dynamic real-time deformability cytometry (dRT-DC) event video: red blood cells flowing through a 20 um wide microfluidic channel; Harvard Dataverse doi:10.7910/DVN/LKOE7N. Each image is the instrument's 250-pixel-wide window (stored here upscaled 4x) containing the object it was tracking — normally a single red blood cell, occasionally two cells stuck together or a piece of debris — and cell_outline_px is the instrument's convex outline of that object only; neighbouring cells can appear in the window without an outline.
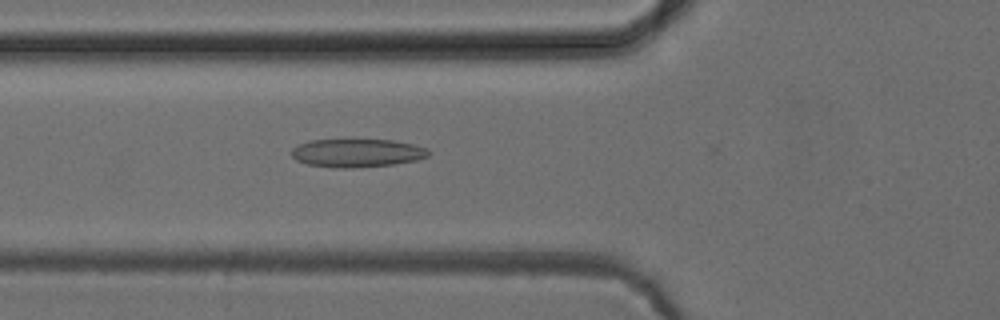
{"species": "common noctule bat (a hibernating species)", "species_latin": "Nyctalus noctula", "temperature_condition": "cold", "stored_images_in_passage": 37, "camera_frame_rate_fps": 3000, "um_per_image_px": 0.085, "animal": {"sex": "female", "body_mass_g": 24.6, "forearm_length_mm": 56.2}, "frame": {"image": 1, "passage_image": 4, "time_ms": 1.0, "image_size_px": [1000, 320], "cell_outline_px": [[432, 152], [428, 156], [416, 160], [392, 164], [352, 168], [336, 168], [308, 164], [296, 160], [292, 156], [292, 148], [296, 144], [308, 140], [392, 140], [412, 144], [428, 148]], "centroid_in_image_um": [30.33, 13.0], "position_along_channel_um": 95.5, "area_um2": 22.6}}
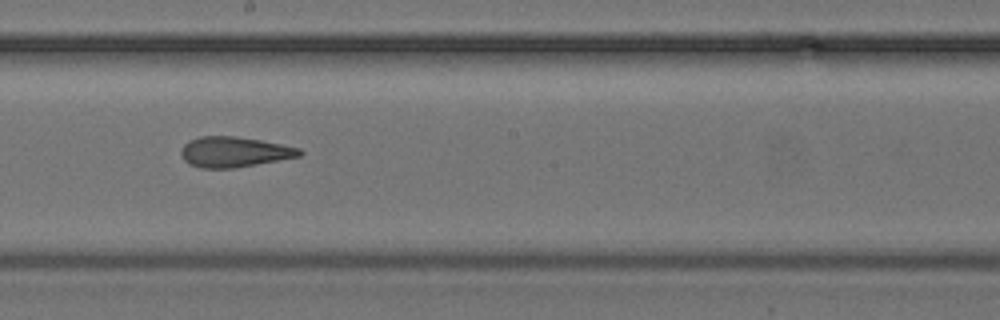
{"frame": {"image": 2, "passage_image": 14, "time_ms": 4.333, "image_size_px": [1000, 320], "cell_outline_px": [[304, 152], [300, 156], [236, 168], [200, 168], [188, 164], [184, 160], [180, 152], [180, 148], [188, 140], [200, 136], [236, 136], [260, 140], [300, 148]], "centroid_in_image_um": [19.87, 12.91], "position_along_channel_um": 228.3, "area_um2": 21.1}}
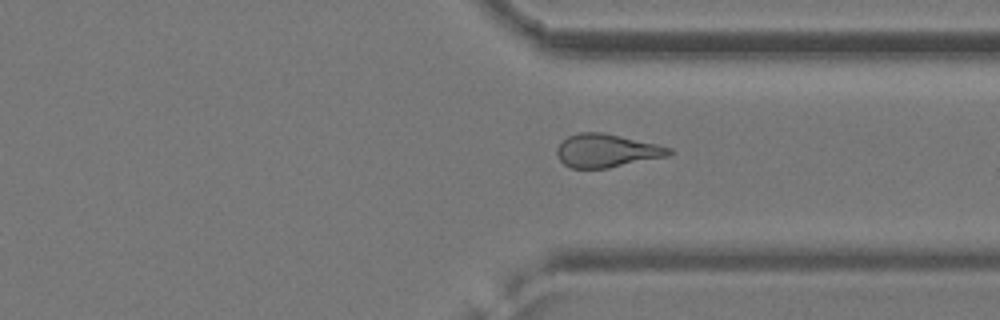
{"frame": {"image": 3, "passage_image": 24, "time_ms": 7.667, "image_size_px": [1000, 320], "cell_outline_px": [[672, 152], [668, 156], [608, 168], [572, 168], [564, 164], [560, 160], [556, 152], [556, 148], [568, 136], [580, 132], [604, 132], [656, 144], [672, 148]], "centroid_in_image_um": [51.56, 12.8], "position_along_channel_um": 359.8, "area_um2": 21.62}, "authors_computed_cell_mechanics": {"area_um2": 21.5594, "velocity_mm_per_s": 3.9531, "shape_relaxation_time_tau1_ms": 6.8769, "shape_relaxation_time_tau2_ms": 2.387, "deformation_change_tau1": 0.1681, "deformation_change_tau2": 0.1199}}